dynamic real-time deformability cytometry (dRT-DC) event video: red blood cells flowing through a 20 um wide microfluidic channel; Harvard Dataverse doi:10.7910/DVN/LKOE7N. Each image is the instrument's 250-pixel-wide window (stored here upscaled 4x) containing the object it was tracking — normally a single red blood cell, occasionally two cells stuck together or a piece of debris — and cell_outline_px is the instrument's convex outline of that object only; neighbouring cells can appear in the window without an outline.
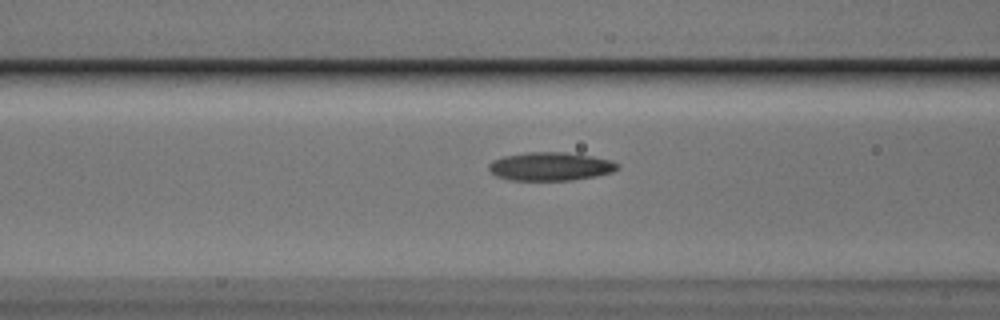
{"species": "Egyptian fruit bat (a non-hibernating species)", "species_latin": "Rousettus aegyptiacus", "temperature_condition": "cold", "stored_images_in_passage": 40, "camera_frame_rate_fps": 3000, "um_per_image_px": 0.085, "animal": {"sex": "male"}, "frame": {"image": 1, "passage_image": 12, "time_ms": 3.667, "image_size_px": [1000, 320], "cell_outline_px": [[620, 168], [612, 172], [596, 176], [572, 180], [508, 180], [496, 176], [488, 168], [488, 164], [492, 160], [504, 156], [528, 152], [564, 152], [592, 156], [612, 160], [620, 164]], "centroid_in_image_um": [46.8, 14.14], "position_along_channel_um": 119.8, "area_um2": 21.44}}
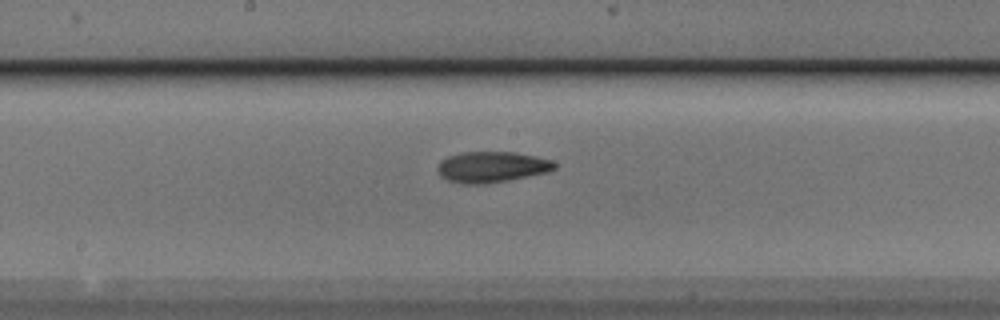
{"frame": {"image": 2, "passage_image": 19, "time_ms": 6.0, "image_size_px": [1000, 320], "cell_outline_px": [[556, 168], [548, 172], [508, 180], [484, 184], [464, 184], [448, 180], [440, 176], [436, 168], [440, 160], [448, 156], [464, 152], [516, 152], [536, 156], [552, 160], [556, 164]], "centroid_in_image_um": [41.79, 14.19], "position_along_channel_um": 206.4, "area_um2": 21.15}}
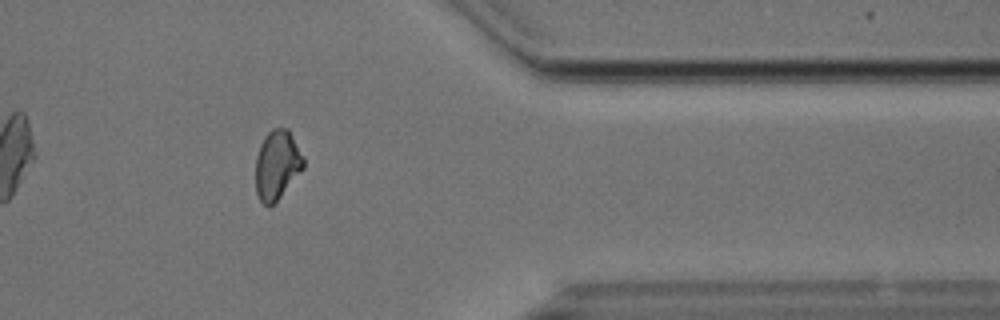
{"frame": {"image": 3, "passage_image": 35, "time_ms": 11.333, "image_size_px": [1000, 320], "cell_outline_px": [[304, 168], [280, 196], [268, 208], [260, 200], [256, 192], [256, 156], [260, 144], [264, 136], [272, 128], [288, 128], [304, 156]], "centroid_in_image_um": [23.55, 13.99], "position_along_channel_um": 387.8, "area_um2": 19.31}, "authors_computed_cell_mechanics": {"area_um2": 20.6057, "velocity_mm_per_s": 3.7109, "shape_relaxation_time_tau1_ms": 5.5065, "shape_relaxation_time_tau2_ms": 4.7612, "deformation_change_tau1": 0.144, "deformation_change_tau2": 0.0926}}